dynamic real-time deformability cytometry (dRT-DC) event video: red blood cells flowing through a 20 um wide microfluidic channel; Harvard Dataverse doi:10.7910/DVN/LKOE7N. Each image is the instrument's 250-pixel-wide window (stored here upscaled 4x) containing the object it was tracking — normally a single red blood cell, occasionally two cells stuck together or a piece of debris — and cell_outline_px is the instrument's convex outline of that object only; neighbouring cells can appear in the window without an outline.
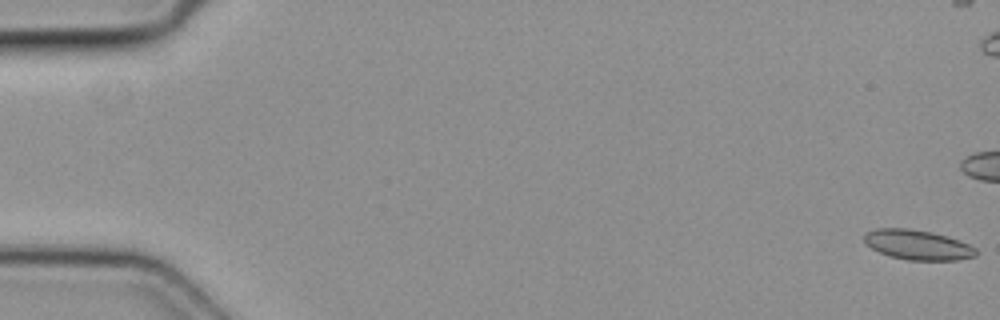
{"species": "common noctule bat (a hibernating species)", "species_latin": "Nyctalus noctula", "temperature_condition": "cold", "stored_images_in_passage": 5, "camera_frame_rate_fps": 3000, "um_per_image_px": 0.085, "animal": {"sex": "female", "body_mass_g": 19.3, "forearm_length_mm": 54.1}, "frame": {"image": 1, "passage_image": 1, "time_ms": 0.0, "image_size_px": [1000, 320], "cell_outline_px": [[976, 256], [956, 260], [908, 260], [892, 256], [880, 252], [864, 244], [864, 232], [876, 228], [908, 228], [932, 232], [948, 236], [960, 240], [976, 248]], "centroid_in_image_um": [77.98, 20.79], "position_along_channel_um": 7.0, "area_um2": 19.54}}